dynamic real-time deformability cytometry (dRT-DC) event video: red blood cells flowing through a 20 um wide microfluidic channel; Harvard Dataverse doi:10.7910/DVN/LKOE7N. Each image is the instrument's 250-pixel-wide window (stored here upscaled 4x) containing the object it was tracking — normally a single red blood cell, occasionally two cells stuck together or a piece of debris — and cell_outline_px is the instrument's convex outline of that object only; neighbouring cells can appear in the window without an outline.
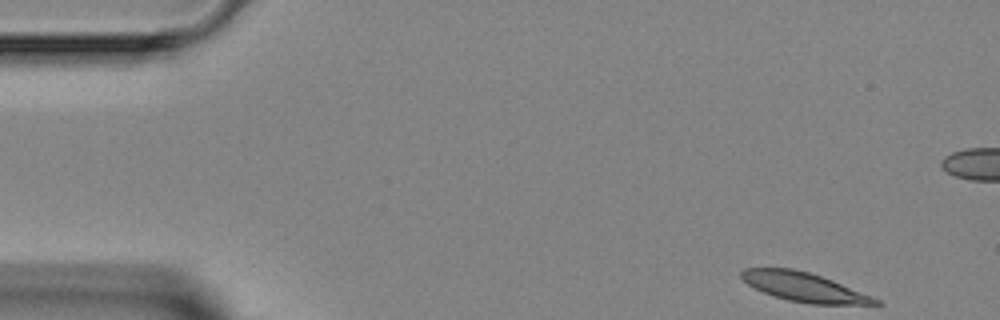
{"species": "Egyptian fruit bat (a non-hibernating species)", "species_latin": "Rousettus aegyptiacus", "temperature_condition": "room temperature", "stored_images_in_passage": 8, "segment_of_instrument_passage": [1, 2], "camera_frame_rate_fps": 3000, "um_per_image_px": 0.085, "animal": {"sex": "female"}, "frame": {"image": 1, "passage_image": 1, "time_ms": 0.0, "image_size_px": [1000, 320], "cell_outline_px": [[884, 304], [808, 304], [788, 300], [764, 292], [748, 284], [740, 276], [740, 272], [744, 268], [792, 268], [808, 272], [832, 280], [872, 296], [880, 300]], "centroid_in_image_um": [68.35, 24.4], "position_along_channel_um": 16.7, "area_um2": 22.37}}
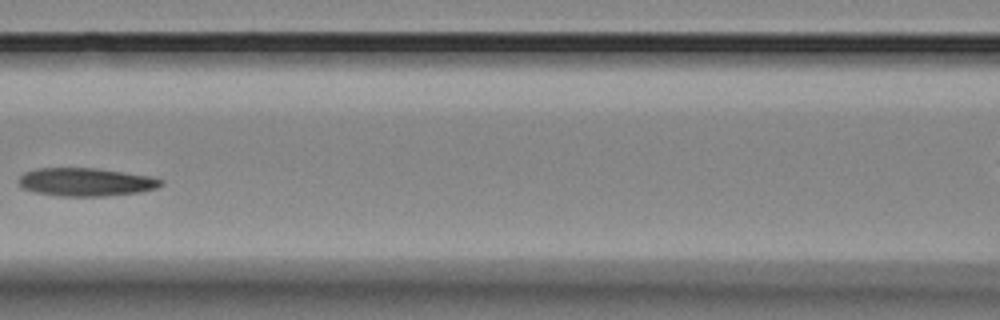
{"frame": {"image": 2, "passage_image": 6, "time_ms": 6.0, "image_size_px": [1000, 320], "cell_outline_px": [[164, 184], [156, 188], [140, 192], [104, 196], [60, 196], [36, 192], [24, 188], [16, 180], [24, 172], [36, 168], [96, 168], [152, 176], [164, 180]], "centroid_in_image_um": [7.32, 15.46], "position_along_channel_um": 159.3, "area_um2": 23.47}}
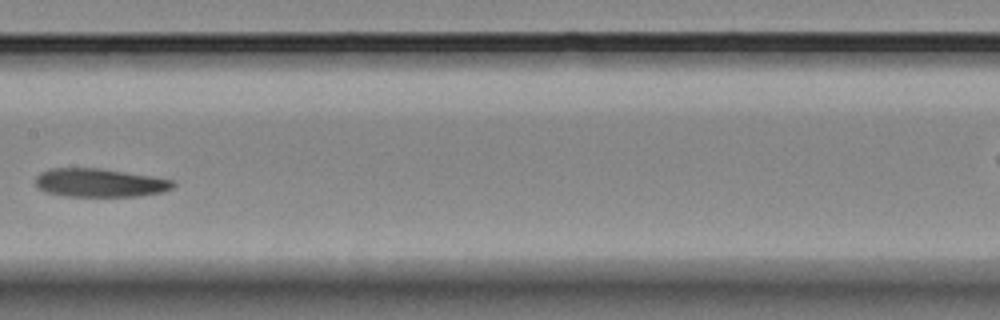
{"frame": {"image": 3, "passage_image": 7, "time_ms": 7.0, "image_size_px": [1000, 320], "cell_outline_px": [[176, 184], [172, 188], [160, 192], [140, 196], [64, 196], [44, 192], [36, 184], [36, 176], [40, 172], [48, 168], [100, 168], [152, 176], [172, 180]], "centroid_in_image_um": [8.45, 15.53], "position_along_channel_um": 199.0, "area_um2": 22.83}}